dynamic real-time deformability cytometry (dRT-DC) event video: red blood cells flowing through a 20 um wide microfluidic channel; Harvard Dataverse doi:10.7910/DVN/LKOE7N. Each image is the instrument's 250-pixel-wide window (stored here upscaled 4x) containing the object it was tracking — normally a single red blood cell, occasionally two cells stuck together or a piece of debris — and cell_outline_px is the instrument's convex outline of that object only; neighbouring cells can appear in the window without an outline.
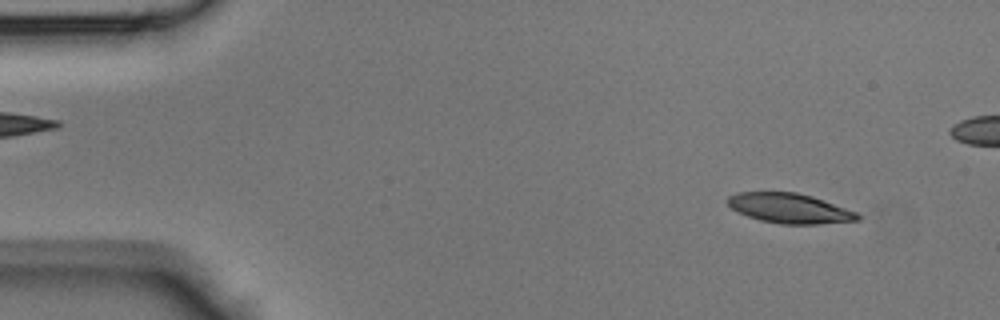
{"species": "Egyptian fruit bat (a non-hibernating species)", "species_latin": "Rousettus aegyptiacus", "temperature_condition": "room temperature", "stored_images_in_passage": 45, "camera_frame_rate_fps": 3000, "um_per_image_px": 0.085, "animal": {"sex": "male"}, "frame": {"image": 1, "passage_image": 4, "time_ms": 1.0, "image_size_px": [1000, 320], "cell_outline_px": [[860, 220], [816, 224], [780, 224], [760, 220], [748, 216], [732, 208], [724, 200], [728, 196], [736, 192], [796, 192], [812, 196], [856, 212], [860, 216]], "centroid_in_image_um": [67.08, 17.7], "position_along_channel_um": 17.9, "area_um2": 22.48}}
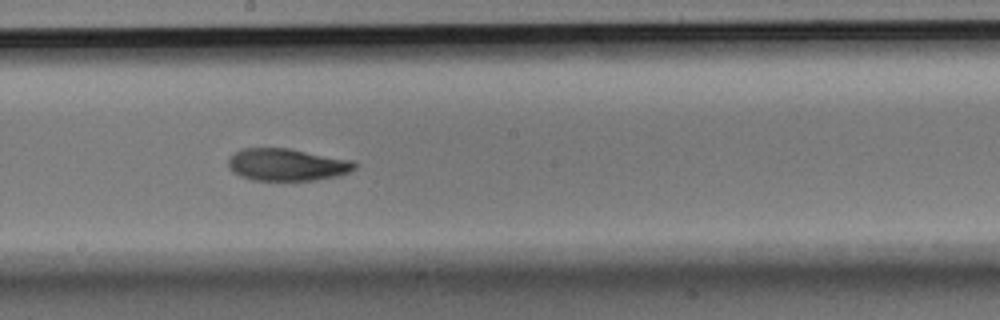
{"frame": {"image": 2, "passage_image": 24, "time_ms": 7.667, "image_size_px": [1000, 320], "cell_outline_px": [[356, 168], [340, 176], [316, 180], [252, 180], [240, 176], [228, 164], [228, 160], [236, 152], [244, 148], [288, 148], [356, 160]], "centroid_in_image_um": [24.48, 13.99], "position_along_channel_um": 223.7, "area_um2": 23.76}}
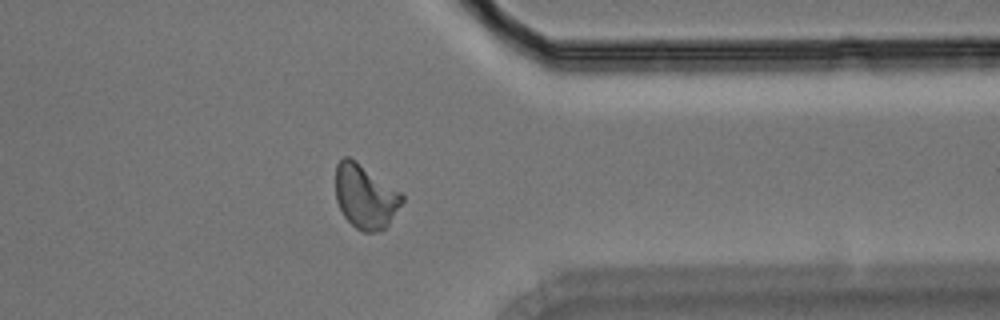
{"frame": {"image": 3, "passage_image": 35, "time_ms": 11.333, "image_size_px": [1000, 320], "cell_outline_px": [[404, 200], [388, 224], [380, 232], [364, 232], [356, 228], [344, 216], [336, 200], [336, 164], [344, 156], [348, 156], [356, 160], [400, 192], [404, 196]], "centroid_in_image_um": [31.04, 16.7], "position_along_channel_um": 380.4, "area_um2": 24.62}}